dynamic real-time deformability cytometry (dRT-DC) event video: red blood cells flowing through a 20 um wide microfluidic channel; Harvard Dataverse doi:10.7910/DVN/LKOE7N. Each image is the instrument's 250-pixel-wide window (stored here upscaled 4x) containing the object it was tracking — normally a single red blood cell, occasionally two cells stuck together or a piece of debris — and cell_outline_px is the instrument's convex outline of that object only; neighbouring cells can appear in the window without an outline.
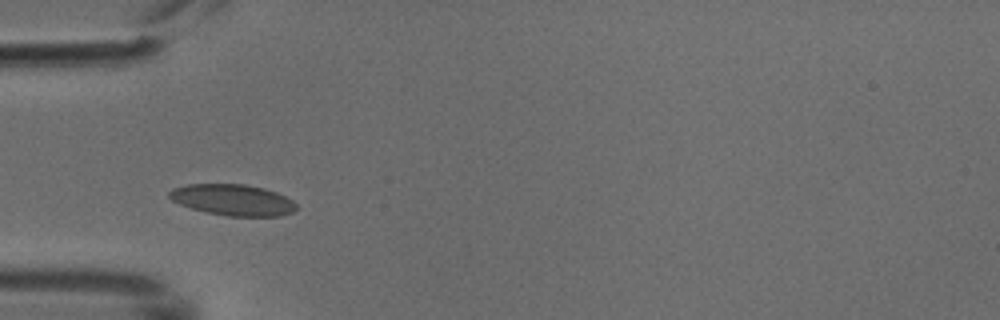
{"species": "common noctule bat (a hibernating species)", "species_latin": "Nyctalus noctula", "temperature_condition": "cold", "stored_images_in_passage": 7, "camera_frame_rate_fps": 3000, "um_per_image_px": 0.085, "animal": {"sex": "male", "body_mass_g": 18.8}, "frame": {"image": 1, "passage_image": 3, "time_ms": 0.667, "image_size_px": [1000, 320], "cell_outline_px": [[296, 208], [292, 212], [280, 216], [228, 216], [204, 212], [180, 204], [172, 200], [168, 196], [168, 192], [172, 188], [188, 184], [244, 184], [264, 188], [276, 192], [292, 200], [296, 204]], "centroid_in_image_um": [19.77, 16.99], "position_along_channel_um": 65.2, "area_um2": 23.06}}
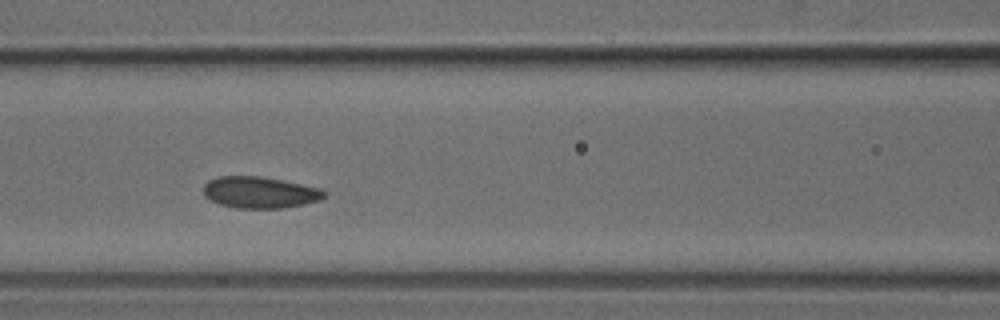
{"frame": {"image": 2, "passage_image": 5, "time_ms": 1.333, "image_size_px": [1000, 320], "cell_outline_px": [[328, 192], [320, 200], [304, 204], [280, 208], [236, 208], [220, 204], [204, 196], [204, 184], [208, 180], [216, 176], [260, 176], [320, 188]], "centroid_in_image_um": [22.06, 16.35], "position_along_channel_um": 144.5, "area_um2": 22.08}}
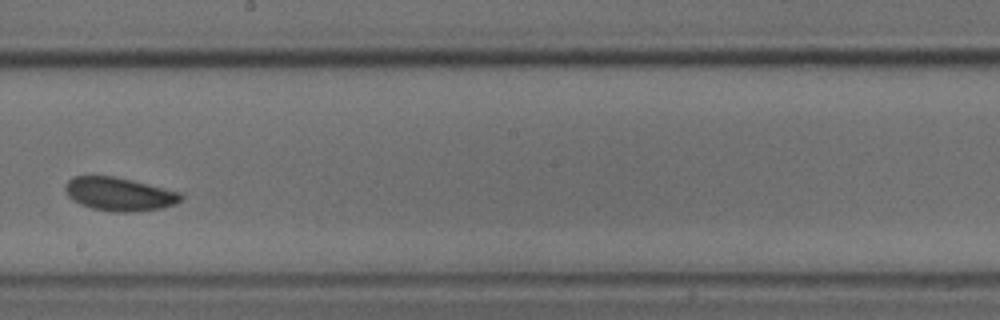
{"frame": {"image": 3, "passage_image": 7, "time_ms": 2.0, "image_size_px": [1000, 320], "cell_outline_px": [[184, 196], [176, 204], [164, 208], [132, 212], [116, 212], [92, 208], [80, 204], [72, 200], [68, 196], [64, 188], [68, 180], [76, 176], [116, 176], [184, 192]], "centroid_in_image_um": [10.2, 16.49], "position_along_channel_um": 238.0, "area_um2": 22.83}}